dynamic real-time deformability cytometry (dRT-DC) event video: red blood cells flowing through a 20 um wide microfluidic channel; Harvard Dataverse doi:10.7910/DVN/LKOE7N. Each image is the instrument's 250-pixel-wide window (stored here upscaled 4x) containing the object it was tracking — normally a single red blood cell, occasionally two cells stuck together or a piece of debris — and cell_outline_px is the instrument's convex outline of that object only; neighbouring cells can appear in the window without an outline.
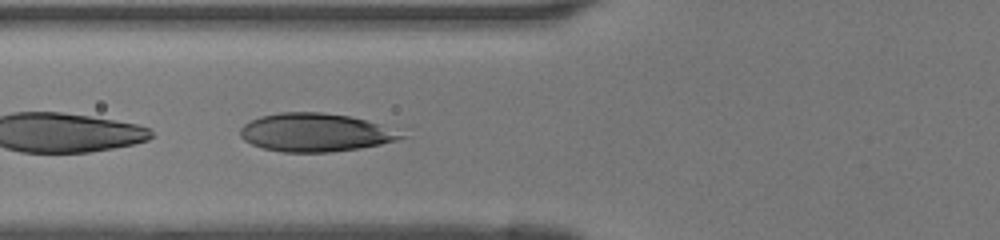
{"species": "human", "species_latin": "Homo sapiens", "temperature_condition": "room temperature", "stored_images_in_passage": 14, "camera_frame_rate_fps": 3000, "um_per_image_px": 0.085, "donor": {"sex": "female"}, "frame": {"image": 1, "passage_image": 3, "time_ms": 0.667, "image_size_px": [1000, 240], "cell_outline_px": [[408, 136], [396, 140], [380, 144], [360, 148], [332, 152], [280, 152], [264, 148], [252, 144], [244, 140], [240, 136], [240, 128], [244, 124], [260, 116], [280, 112], [320, 112], [352, 116], [380, 124]], "centroid_in_image_um": [26.78, 11.26], "position_along_channel_um": 99.0, "area_um2": 35.84}}